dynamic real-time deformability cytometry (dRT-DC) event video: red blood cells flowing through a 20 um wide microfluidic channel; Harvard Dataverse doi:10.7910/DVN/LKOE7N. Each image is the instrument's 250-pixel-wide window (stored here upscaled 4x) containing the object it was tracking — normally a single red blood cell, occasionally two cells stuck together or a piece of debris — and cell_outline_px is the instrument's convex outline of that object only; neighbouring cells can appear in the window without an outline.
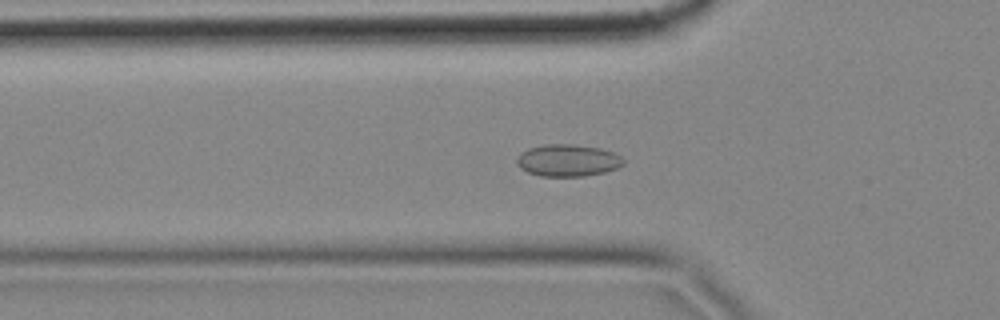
{"species": "common noctule bat (a hibernating species)", "species_latin": "Nyctalus noctula", "temperature_condition": "cold", "stored_images_in_passage": 59, "camera_frame_rate_fps": 3000, "um_per_image_px": 0.085, "animal": {"sex": "female", "body_mass_g": 18.4}, "frame": {"image": 1, "passage_image": 19, "time_ms": 6.0, "image_size_px": [1000, 320], "cell_outline_px": [[624, 164], [616, 168], [604, 172], [584, 176], [540, 176], [528, 172], [520, 168], [516, 164], [516, 160], [520, 152], [528, 148], [544, 144], [572, 144], [600, 148], [612, 152], [620, 156], [624, 160]], "centroid_in_image_um": [48.22, 13.63], "position_along_channel_um": 77.6, "area_um2": 19.94}}
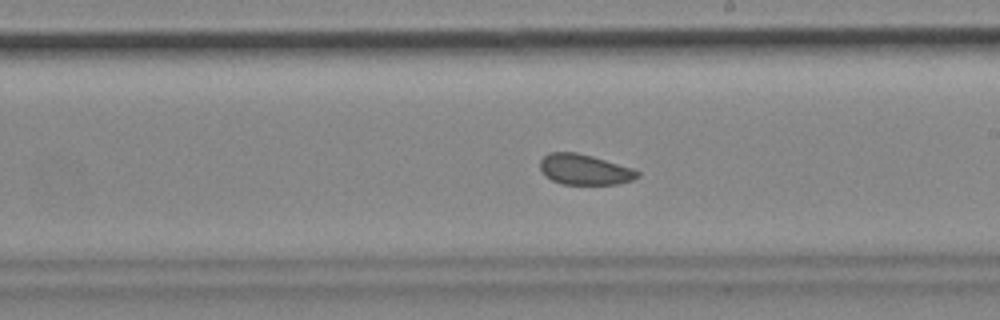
{"frame": {"image": 2, "passage_image": 33, "time_ms": 10.667, "image_size_px": [1000, 320], "cell_outline_px": [[640, 176], [632, 180], [616, 184], [560, 184], [544, 176], [540, 172], [540, 160], [548, 152], [576, 152], [592, 156], [632, 168], [640, 172]], "centroid_in_image_um": [49.65, 14.41], "position_along_channel_um": 239.4, "area_um2": 17.4}}
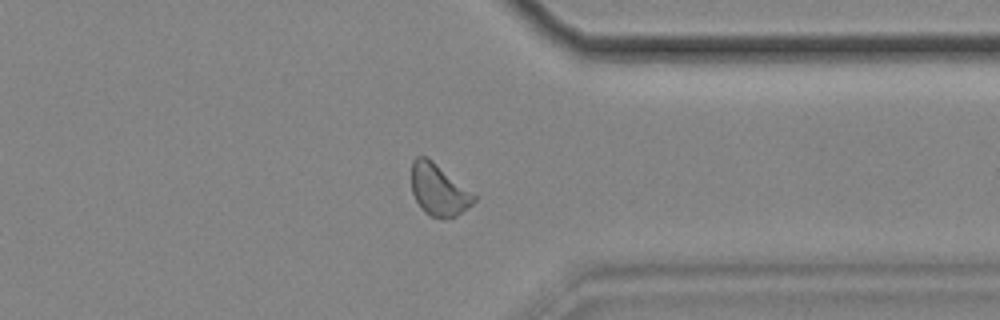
{"frame": {"image": 3, "passage_image": 45, "time_ms": 14.667, "image_size_px": [1000, 320], "cell_outline_px": [[476, 200], [468, 208], [456, 216], [432, 216], [424, 212], [420, 208], [412, 192], [412, 160], [416, 156], [424, 156], [432, 160], [476, 196]], "centroid_in_image_um": [37.26, 16.12], "position_along_channel_um": 374.1, "area_um2": 18.32}, "authors_computed_cell_mechanics": {"area_um2": 18.785, "velocity_mm_per_s": 3.4714, "shape_relaxation_time_tau1_ms": null, "shape_relaxation_time_tau2_ms": 2.5642, "deformation_change_tau1": null, "deformation_change_tau2": 0.0607}}